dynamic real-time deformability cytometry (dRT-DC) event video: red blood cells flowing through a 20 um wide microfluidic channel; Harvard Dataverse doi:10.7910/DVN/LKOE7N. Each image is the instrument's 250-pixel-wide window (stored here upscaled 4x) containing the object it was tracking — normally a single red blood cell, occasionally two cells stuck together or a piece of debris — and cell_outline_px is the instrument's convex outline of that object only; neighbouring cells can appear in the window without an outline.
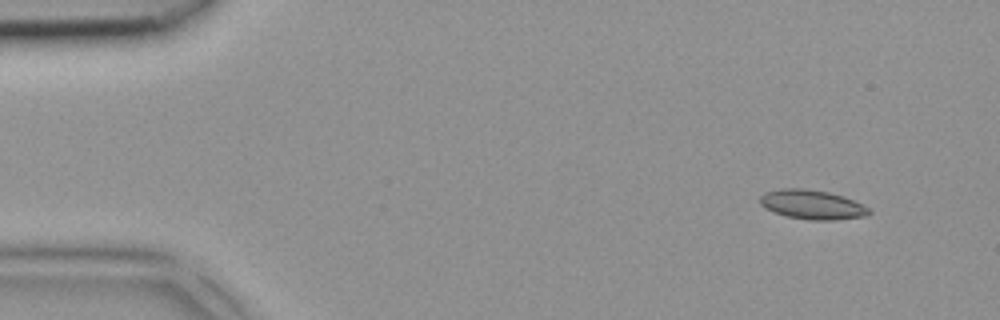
{"species": "common noctule bat (a hibernating species)", "species_latin": "Nyctalus noctula", "temperature_condition": "room temperature", "stored_images_in_passage": 4, "camera_frame_rate_fps": 3000, "um_per_image_px": 0.085, "animal": {"sex": "female", "body_mass_g": 18.4}, "frame": {"image": 1, "passage_image": 1, "time_ms": 0.0, "image_size_px": [1000, 320], "cell_outline_px": [[872, 212], [868, 216], [832, 220], [808, 220], [788, 216], [764, 208], [760, 204], [760, 196], [764, 192], [780, 188], [800, 188], [828, 192], [844, 196], [868, 208]], "centroid_in_image_um": [69.02, 17.39], "position_along_channel_um": 16.0, "area_um2": 18.55}}